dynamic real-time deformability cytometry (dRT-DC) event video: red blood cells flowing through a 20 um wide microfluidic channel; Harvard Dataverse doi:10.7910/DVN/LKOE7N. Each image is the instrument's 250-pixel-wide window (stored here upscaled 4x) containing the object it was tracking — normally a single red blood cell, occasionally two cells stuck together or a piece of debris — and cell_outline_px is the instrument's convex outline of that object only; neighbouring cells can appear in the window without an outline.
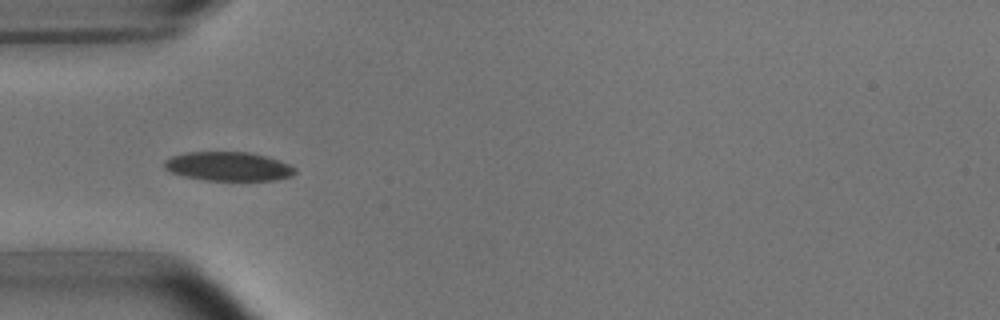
{"species": "common noctule bat (a hibernating species)", "species_latin": "Nyctalus noctula", "temperature_condition": "room temperature", "stored_images_in_passage": 7, "camera_frame_rate_fps": 3000, "um_per_image_px": 0.085, "animal": {"sex": "male", "body_mass_g": 15.6}, "frame": {"image": 1, "passage_image": 3, "time_ms": 2.333, "image_size_px": [1000, 320], "cell_outline_px": [[296, 172], [292, 176], [276, 180], [204, 180], [184, 176], [172, 172], [164, 168], [164, 160], [172, 156], [184, 152], [252, 152], [268, 156], [280, 160], [296, 168]], "centroid_in_image_um": [19.43, 14.13], "position_along_channel_um": 65.6, "area_um2": 22.25}}
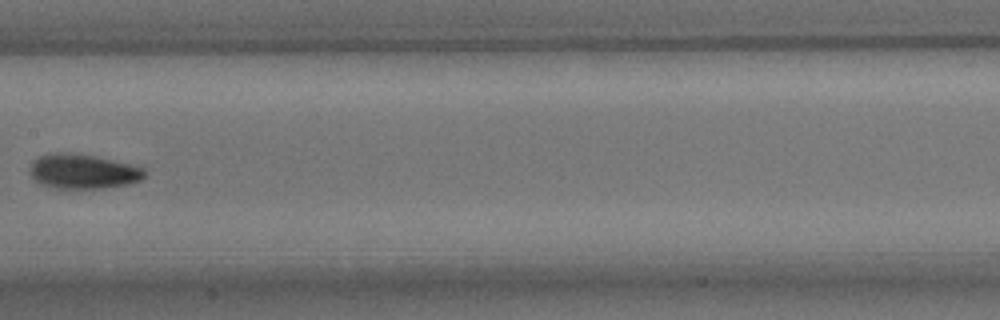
{"frame": {"image": 2, "passage_image": 6, "time_ms": 6.0, "image_size_px": [1000, 320], "cell_outline_px": [[148, 172], [140, 180], [128, 184], [100, 188], [52, 188], [40, 184], [32, 176], [32, 160], [40, 156], [52, 152], [68, 152], [92, 156], [132, 164], [144, 168]], "centroid_in_image_um": [7.07, 14.57], "position_along_channel_um": 200.3, "area_um2": 23.0}}
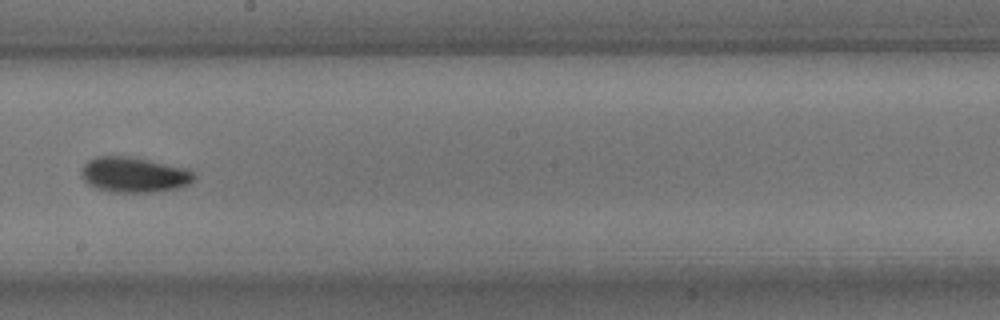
{"frame": {"image": 3, "passage_image": 7, "time_ms": 7.0, "image_size_px": [1000, 320], "cell_outline_px": [[196, 180], [180, 188], [152, 192], [108, 192], [96, 188], [88, 184], [80, 176], [80, 172], [84, 164], [88, 160], [96, 156], [128, 156], [184, 168], [192, 172], [196, 176]], "centroid_in_image_um": [11.36, 14.86], "position_along_channel_um": 236.8, "area_um2": 23.24}}